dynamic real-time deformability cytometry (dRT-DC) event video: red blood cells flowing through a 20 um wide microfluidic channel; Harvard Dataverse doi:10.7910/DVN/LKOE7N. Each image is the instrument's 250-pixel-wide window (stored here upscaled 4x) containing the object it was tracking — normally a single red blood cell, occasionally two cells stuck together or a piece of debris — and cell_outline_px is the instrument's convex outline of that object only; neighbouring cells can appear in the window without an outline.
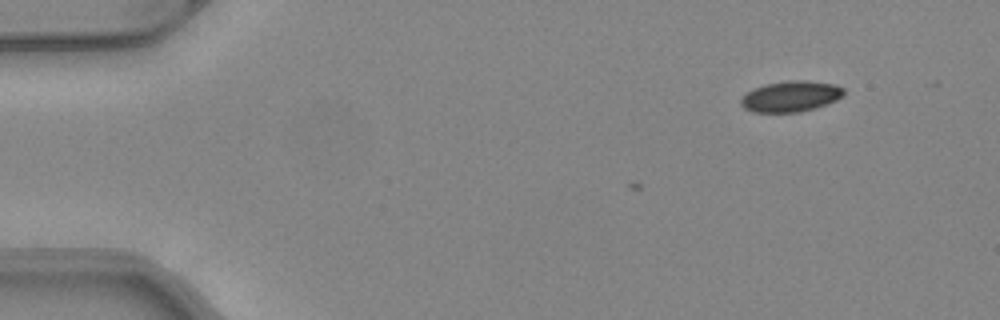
{"species": "common noctule bat (a hibernating species)", "species_latin": "Nyctalus noctula", "temperature_condition": "warm", "stored_images_in_passage": 2, "camera_frame_rate_fps": 3000, "um_per_image_px": 0.085, "animal": {"sex": "female", "body_mass_g": 24.6, "forearm_length_mm": 56.2}, "frame": {"image": 1, "passage_image": 2, "time_ms": 0.333, "image_size_px": [1000, 320], "cell_outline_px": [[844, 96], [836, 100], [816, 108], [800, 112], [752, 112], [744, 108], [740, 104], [740, 100], [748, 92], [764, 84], [788, 80], [804, 80], [836, 84], [844, 88]], "centroid_in_image_um": [67.24, 8.19], "position_along_channel_um": 17.8, "area_um2": 18.55}}